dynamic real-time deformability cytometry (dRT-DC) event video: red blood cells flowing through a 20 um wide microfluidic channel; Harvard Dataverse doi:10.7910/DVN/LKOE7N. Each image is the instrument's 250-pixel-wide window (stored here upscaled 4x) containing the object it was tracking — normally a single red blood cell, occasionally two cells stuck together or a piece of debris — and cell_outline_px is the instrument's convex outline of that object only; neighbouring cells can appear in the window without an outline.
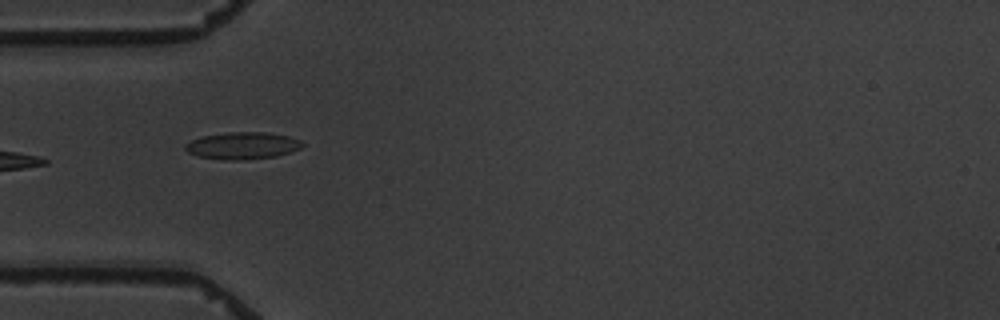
{"species": "common noctule bat (a hibernating species)", "species_latin": "Nyctalus noctula", "temperature_condition": "warm", "stored_images_in_passage": 6, "camera_frame_rate_fps": 3000, "um_per_image_px": 0.085, "animal": {"sex": "male", "body_mass_g": 19.5, "forearm_length_mm": 54.6}, "frame": {"image": 1, "passage_image": 5, "time_ms": 5.667, "image_size_px": [1000, 320], "cell_outline_px": [[304, 144], [300, 148], [292, 152], [276, 156], [244, 160], [224, 160], [196, 156], [188, 152], [184, 148], [184, 144], [200, 136], [228, 132], [264, 132], [288, 136], [300, 140]], "centroid_in_image_um": [20.59, 12.38], "position_along_channel_um": 64.4, "area_um2": 18.61}}
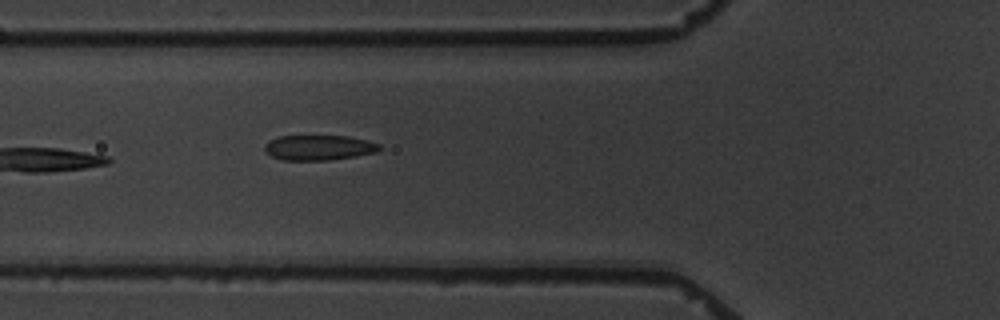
{"frame": {"image": 2, "passage_image": 6, "time_ms": 6.667, "image_size_px": [1000, 320], "cell_outline_px": [[380, 148], [376, 152], [356, 156], [328, 160], [284, 160], [272, 156], [264, 152], [264, 144], [280, 136], [348, 136], [380, 144]], "centroid_in_image_um": [27.07, 12.55], "position_along_channel_um": 98.7, "area_um2": 16.65}}